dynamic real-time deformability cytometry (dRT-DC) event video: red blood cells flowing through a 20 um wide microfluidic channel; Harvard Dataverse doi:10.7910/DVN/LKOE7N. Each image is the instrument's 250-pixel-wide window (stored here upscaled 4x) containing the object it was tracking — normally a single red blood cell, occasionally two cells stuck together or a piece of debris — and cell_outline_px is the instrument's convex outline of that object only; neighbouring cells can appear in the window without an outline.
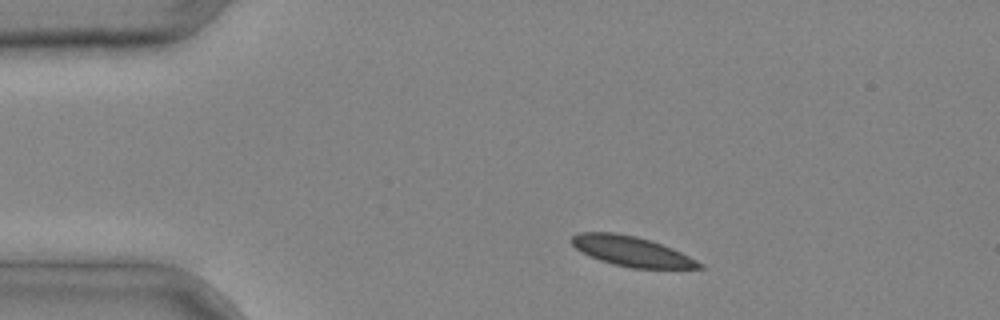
{"species": "common noctule bat (a hibernating species)", "species_latin": "Nyctalus noctula", "temperature_condition": "cold", "stored_images_in_passage": 2, "camera_frame_rate_fps": 3000, "um_per_image_px": 0.085, "animal": {"sex": "male", "body_mass_g": 20.4}, "frame": {"image": 1, "passage_image": 1, "time_ms": 0.0, "image_size_px": [1000, 320], "cell_outline_px": [[704, 268], [632, 268], [612, 264], [600, 260], [580, 252], [568, 240], [576, 232], [616, 232], [636, 236], [672, 248], [704, 264]], "centroid_in_image_um": [53.62, 21.35], "position_along_channel_um": 31.4, "area_um2": 22.25}}